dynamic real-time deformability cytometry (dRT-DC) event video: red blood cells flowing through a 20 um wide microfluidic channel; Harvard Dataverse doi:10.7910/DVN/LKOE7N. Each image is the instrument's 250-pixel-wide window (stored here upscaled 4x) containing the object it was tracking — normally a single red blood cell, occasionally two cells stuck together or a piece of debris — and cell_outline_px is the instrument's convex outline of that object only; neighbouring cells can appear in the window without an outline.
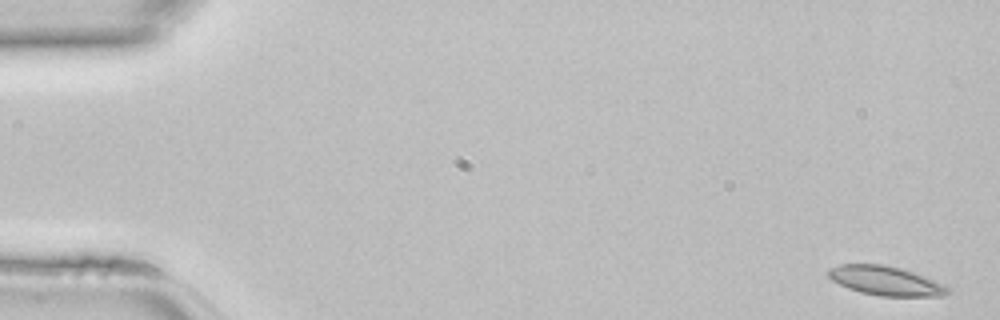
{"species": "common noctule bat (a hibernating species)", "species_latin": "Nyctalus noctula", "temperature_condition": "room temperature", "stored_images_in_passage": 45, "camera_frame_rate_fps": 3000, "um_per_image_px": 0.085, "animal": {"sex": "female", "body_mass_g": 22.7, "forearm_length_mm": 54.2}, "frame": {"image": 1, "passage_image": 1, "time_ms": 0.0, "image_size_px": [1000, 320], "cell_outline_px": [[952, 292], [940, 296], [880, 296], [860, 292], [848, 288], [832, 280], [828, 276], [828, 268], [840, 264], [884, 264], [900, 268], [924, 276], [944, 284], [952, 288]], "centroid_in_image_um": [75.3, 23.87], "position_along_channel_um": 9.7, "area_um2": 20.4}}
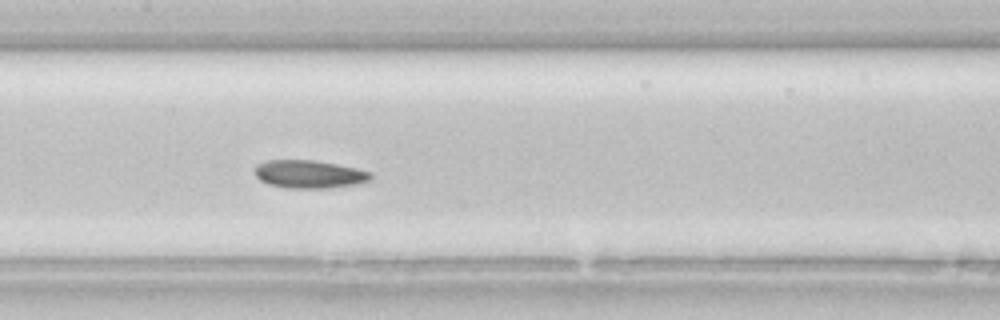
{"frame": {"image": 2, "passage_image": 22, "time_ms": 7.0, "image_size_px": [1000, 320], "cell_outline_px": [[372, 180], [356, 184], [328, 188], [284, 188], [268, 184], [260, 180], [256, 176], [256, 164], [268, 160], [316, 160], [356, 168], [372, 172]], "centroid_in_image_um": [26.3, 14.81], "position_along_channel_um": 181.1, "area_um2": 19.02}}
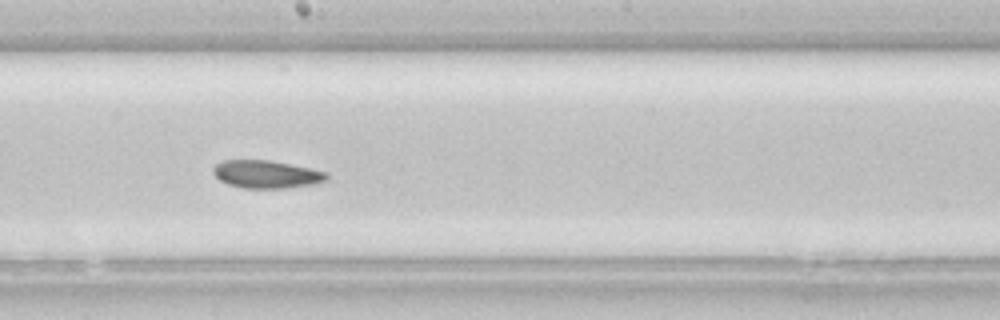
{"frame": {"image": 3, "passage_image": 25, "time_ms": 8.0, "image_size_px": [1000, 320], "cell_outline_px": [[328, 180], [312, 184], [288, 188], [244, 188], [228, 184], [220, 180], [212, 172], [212, 168], [216, 164], [224, 160], [268, 160], [328, 172]], "centroid_in_image_um": [22.63, 14.81], "position_along_channel_um": 225.6, "area_um2": 18.26}}